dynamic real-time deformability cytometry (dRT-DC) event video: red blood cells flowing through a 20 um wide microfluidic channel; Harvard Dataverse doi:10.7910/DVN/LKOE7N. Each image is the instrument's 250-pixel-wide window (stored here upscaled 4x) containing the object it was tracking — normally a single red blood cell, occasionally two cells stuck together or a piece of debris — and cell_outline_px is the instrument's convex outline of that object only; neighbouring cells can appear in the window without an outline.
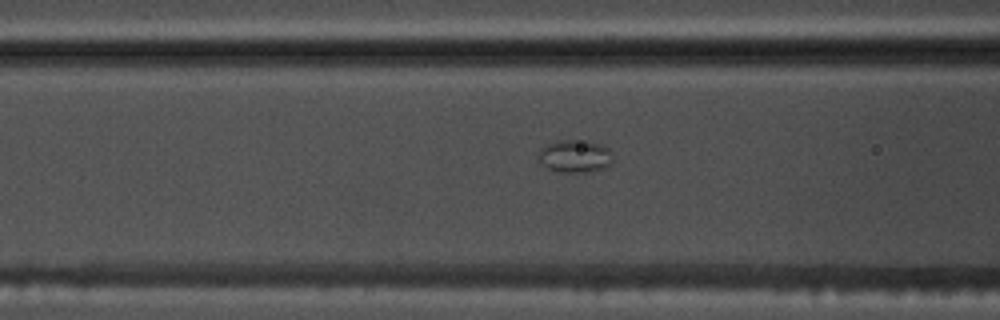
{"species": "common noctule bat (a hibernating species)", "species_latin": "Nyctalus noctula", "temperature_condition": "warm", "stored_images_in_passage": 41, "camera_frame_rate_fps": 3000, "um_per_image_px": 0.085, "animal": {"sex": "male", "body_mass_g": 17.5, "forearm_length_mm": 52.3}, "frame": {"image": 1, "passage_image": 15, "time_ms": 4.667, "image_size_px": [1000, 320], "cell_outline_px": [[612, 164], [604, 168], [588, 172], [560, 172], [548, 168], [540, 160], [540, 148], [548, 144], [560, 140], [588, 140], [604, 144], [608, 148], [612, 160]], "centroid_in_image_um": [48.92, 13.26], "position_along_channel_um": 117.7, "area_um2": 14.1}}
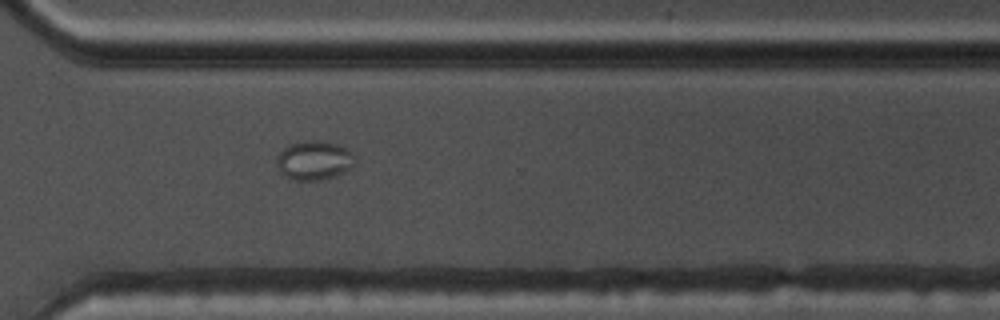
{"frame": {"image": 2, "passage_image": 33, "time_ms": 10.667, "image_size_px": [1000, 320], "cell_outline_px": [[356, 160], [348, 168], [336, 176], [324, 180], [296, 180], [284, 176], [276, 164], [276, 156], [284, 148], [292, 144], [312, 140], [316, 140], [336, 144], [344, 148], [356, 156]], "centroid_in_image_um": [26.68, 13.65], "position_along_channel_um": 343.9, "area_um2": 17.57}}
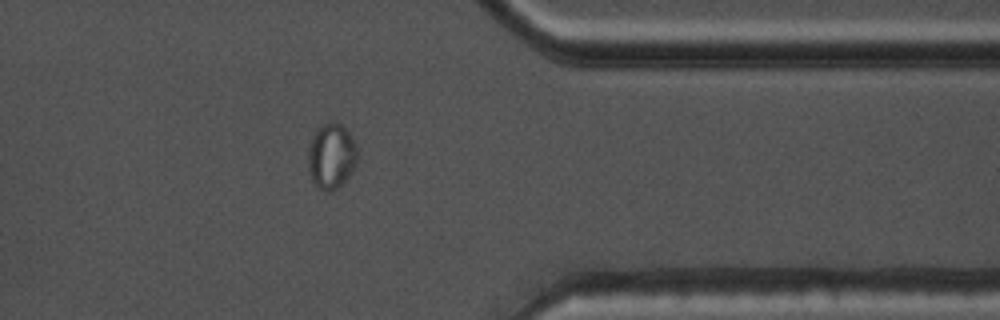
{"frame": {"image": 3, "passage_image": 37, "time_ms": 12.0, "image_size_px": [1000, 320], "cell_outline_px": [[360, 156], [356, 164], [344, 184], [328, 192], [320, 188], [312, 180], [308, 168], [308, 152], [316, 128], [324, 124], [340, 124], [352, 136], [360, 152]], "centroid_in_image_um": [28.21, 13.3], "position_along_channel_um": 383.2, "area_um2": 18.79}}